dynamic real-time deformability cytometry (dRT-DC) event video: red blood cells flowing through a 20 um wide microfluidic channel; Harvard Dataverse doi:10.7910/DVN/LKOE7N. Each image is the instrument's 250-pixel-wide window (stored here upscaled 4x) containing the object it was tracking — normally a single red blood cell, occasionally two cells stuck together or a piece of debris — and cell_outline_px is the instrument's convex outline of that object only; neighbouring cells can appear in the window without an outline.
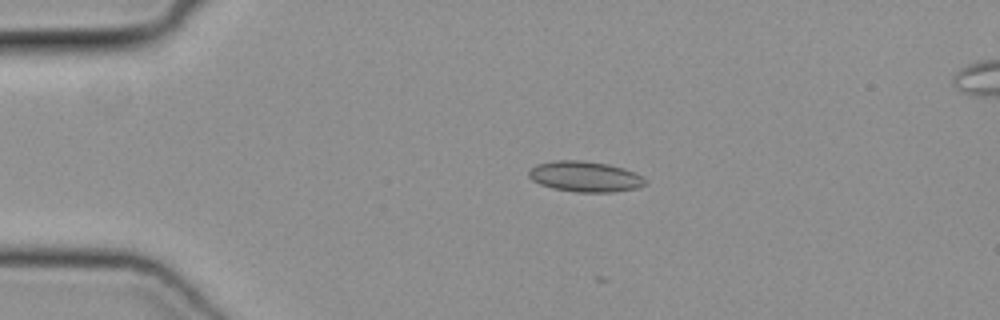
{"species": "common noctule bat (a hibernating species)", "species_latin": "Nyctalus noctula", "temperature_condition": "cold", "stored_images_in_passage": 21, "camera_frame_rate_fps": 3000, "um_per_image_px": 0.085, "animal": {"sex": "female", "body_mass_g": 19.3, "forearm_length_mm": 54.1}, "frame": {"image": 1, "passage_image": 11, "time_ms": 3.333, "image_size_px": [1000, 320], "cell_outline_px": [[648, 180], [644, 184], [636, 188], [612, 192], [576, 192], [552, 188], [540, 184], [532, 180], [528, 176], [528, 172], [536, 164], [552, 160], [584, 160], [608, 164], [624, 168], [636, 172]], "centroid_in_image_um": [49.72, 15.0], "position_along_channel_um": 35.3, "area_um2": 20.92}}
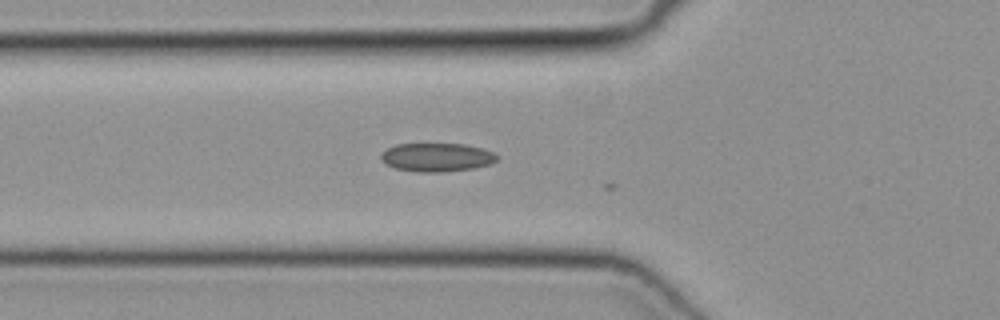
{"frame": {"image": 2, "passage_image": 18, "time_ms": 5.667, "image_size_px": [1000, 320], "cell_outline_px": [[496, 160], [492, 164], [472, 168], [444, 172], [420, 172], [396, 168], [380, 160], [380, 156], [388, 148], [396, 144], [464, 144], [480, 148], [492, 152], [496, 156]], "centroid_in_image_um": [37.12, 13.37], "position_along_channel_um": 88.7, "area_um2": 19.02}}